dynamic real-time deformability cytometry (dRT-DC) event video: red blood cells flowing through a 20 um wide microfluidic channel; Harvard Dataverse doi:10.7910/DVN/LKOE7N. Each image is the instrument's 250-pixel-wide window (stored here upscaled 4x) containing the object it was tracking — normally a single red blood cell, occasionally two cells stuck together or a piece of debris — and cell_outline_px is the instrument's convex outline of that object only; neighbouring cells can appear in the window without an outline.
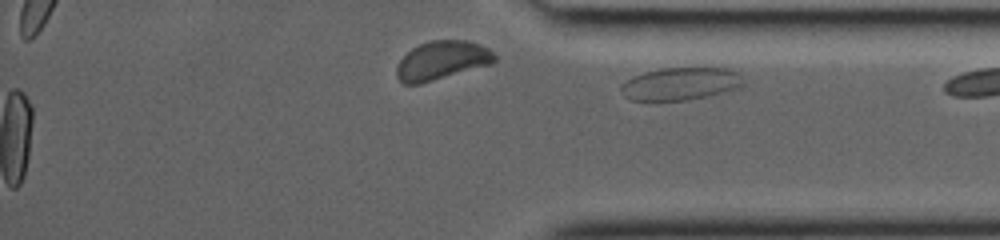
{"species": "common noctule bat (a hibernating species)", "species_latin": "Nyctalus noctula", "temperature_condition": "room temperature", "stored_images_in_passage": 30, "segment_of_instrument_passage": [2, 2], "camera_frame_rate_fps": 3000, "um_per_image_px": 0.085, "animal": {"sex": "female", "body_mass_g": 19.0, "forearm_length_mm": 53.3}, "frame": {"image": 1, "passage_image": 30, "time_ms": 9.667, "image_size_px": [1000, 240], "cell_outline_px": [[744, 84], [740, 88], [704, 96], [684, 100], [632, 100], [624, 96], [620, 88], [632, 76], [644, 72], [660, 68], [728, 68], [736, 72]], "centroid_in_image_um": [57.83, 7.11], "position_along_channel_um": 377.4, "area_um2": 22.89}}